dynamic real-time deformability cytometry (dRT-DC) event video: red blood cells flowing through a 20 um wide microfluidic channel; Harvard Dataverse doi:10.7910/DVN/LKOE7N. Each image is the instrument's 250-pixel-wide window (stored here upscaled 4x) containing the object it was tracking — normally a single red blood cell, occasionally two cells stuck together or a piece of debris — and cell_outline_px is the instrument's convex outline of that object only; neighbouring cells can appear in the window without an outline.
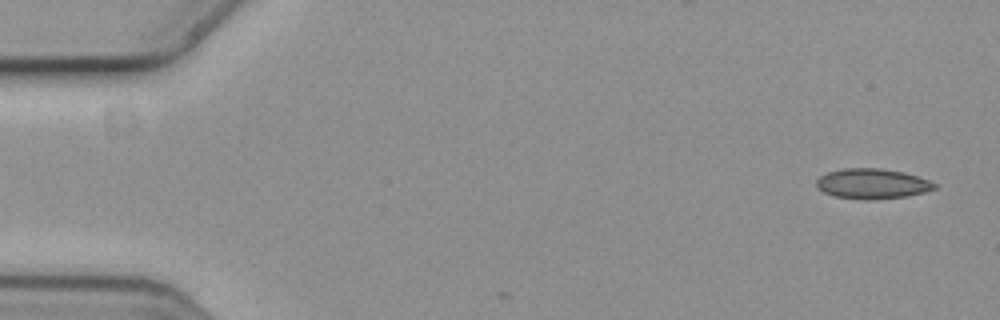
{"species": "common noctule bat (a hibernating species)", "species_latin": "Nyctalus noctula", "temperature_condition": "cold", "stored_images_in_passage": 2, "camera_frame_rate_fps": 3000, "um_per_image_px": 0.085, "animal": {"sex": "female", "body_mass_g": 19.3, "forearm_length_mm": 54.1}, "frame": {"image": 1, "passage_image": 1, "time_ms": 0.0, "image_size_px": [1000, 320], "cell_outline_px": [[936, 188], [924, 192], [904, 196], [836, 196], [824, 192], [816, 184], [816, 180], [820, 176], [828, 172], [844, 168], [880, 168], [904, 172], [928, 180], [936, 184]], "centroid_in_image_um": [74.15, 15.54], "position_along_channel_um": 10.9, "area_um2": 19.42}}